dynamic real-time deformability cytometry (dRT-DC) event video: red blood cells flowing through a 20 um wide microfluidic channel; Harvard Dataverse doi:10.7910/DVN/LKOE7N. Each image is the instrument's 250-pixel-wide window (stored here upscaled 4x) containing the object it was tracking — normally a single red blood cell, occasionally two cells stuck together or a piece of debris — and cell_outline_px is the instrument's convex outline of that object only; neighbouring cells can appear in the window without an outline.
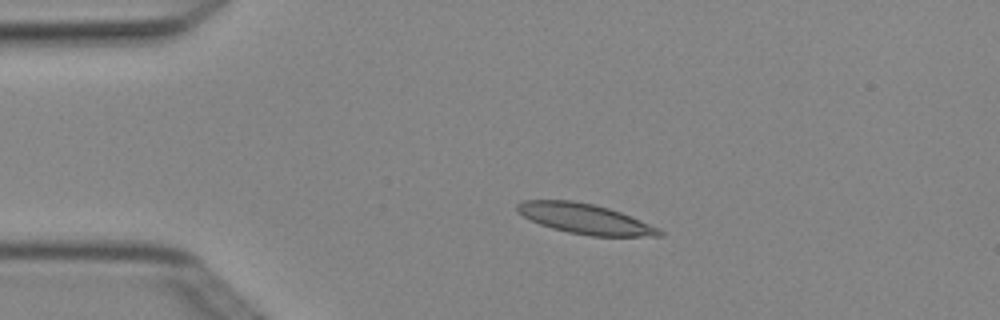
{"species": "Egyptian fruit bat (a non-hibernating species)", "species_latin": "Rousettus aegyptiacus", "temperature_condition": "cold", "stored_images_in_passage": 4, "camera_frame_rate_fps": 3000, "um_per_image_px": 0.085, "animal": {"sex": "female"}, "frame": {"image": 1, "passage_image": 3, "time_ms": 0.667, "image_size_px": [1000, 320], "cell_outline_px": [[664, 236], [592, 236], [568, 232], [552, 228], [540, 224], [516, 212], [516, 204], [524, 200], [572, 200], [596, 204], [620, 212], [648, 224], [664, 232]], "centroid_in_image_um": [49.68, 18.59], "position_along_channel_um": 35.3, "area_um2": 24.74}}